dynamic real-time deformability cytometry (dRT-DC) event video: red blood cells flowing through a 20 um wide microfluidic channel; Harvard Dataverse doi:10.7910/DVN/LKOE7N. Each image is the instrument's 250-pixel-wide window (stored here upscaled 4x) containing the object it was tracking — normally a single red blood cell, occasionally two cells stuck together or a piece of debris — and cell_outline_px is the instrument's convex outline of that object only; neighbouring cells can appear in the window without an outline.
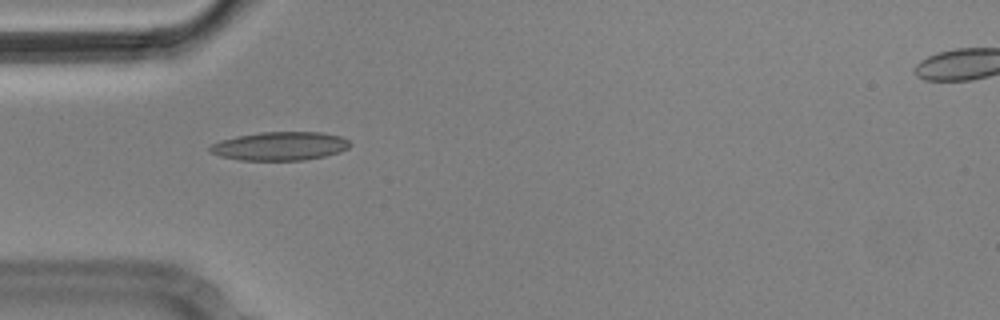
{"species": "Egyptian fruit bat (a non-hibernating species)", "species_latin": "Rousettus aegyptiacus", "temperature_condition": "cold", "stored_images_in_passage": 4, "camera_frame_rate_fps": 3000, "um_per_image_px": 0.085, "animal": {"sex": "male"}, "frame": {"image": 1, "passage_image": 3, "time_ms": 0.667, "image_size_px": [1000, 320], "cell_outline_px": [[352, 144], [348, 148], [340, 152], [324, 156], [304, 160], [240, 160], [220, 156], [212, 152], [208, 148], [212, 144], [220, 140], [236, 136], [260, 132], [320, 132], [340, 136], [348, 140]], "centroid_in_image_um": [23.81, 12.41], "position_along_channel_um": 61.2, "area_um2": 23.29}}